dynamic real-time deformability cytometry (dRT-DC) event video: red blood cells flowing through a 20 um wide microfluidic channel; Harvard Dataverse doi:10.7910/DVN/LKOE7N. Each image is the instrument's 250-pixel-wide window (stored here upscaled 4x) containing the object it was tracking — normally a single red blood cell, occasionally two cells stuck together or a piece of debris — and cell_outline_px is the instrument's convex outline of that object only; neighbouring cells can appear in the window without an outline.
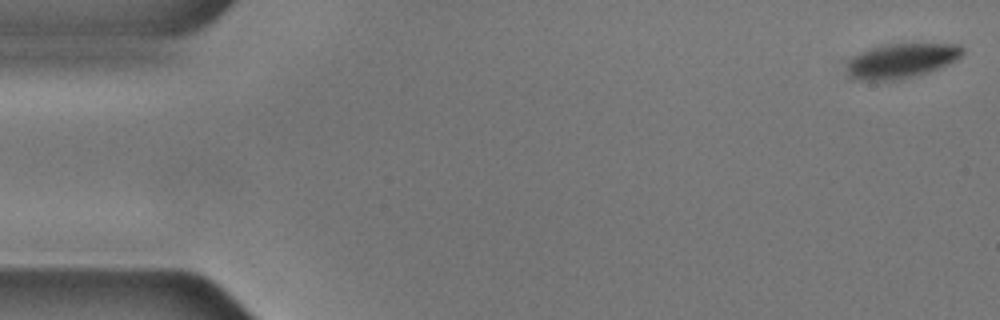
{"species": "common noctule bat (a hibernating species)", "species_latin": "Nyctalus noctula", "temperature_condition": "cold", "stored_images_in_passage": 56, "camera_frame_rate_fps": 3000, "um_per_image_px": 0.085, "animal": {"sex": "male", "body_mass_g": 17.9, "forearm_length_mm": 54.2}, "frame": {"image": 1, "passage_image": 1, "time_ms": 0.0, "image_size_px": [1000, 320], "cell_outline_px": [[964, 52], [956, 60], [948, 64], [928, 72], [900, 80], [860, 80], [852, 76], [848, 72], [848, 60], [852, 56], [860, 52], [884, 44], [960, 44], [964, 48]], "centroid_in_image_um": [76.64, 5.16], "position_along_channel_um": 8.4, "area_um2": 23.18}}
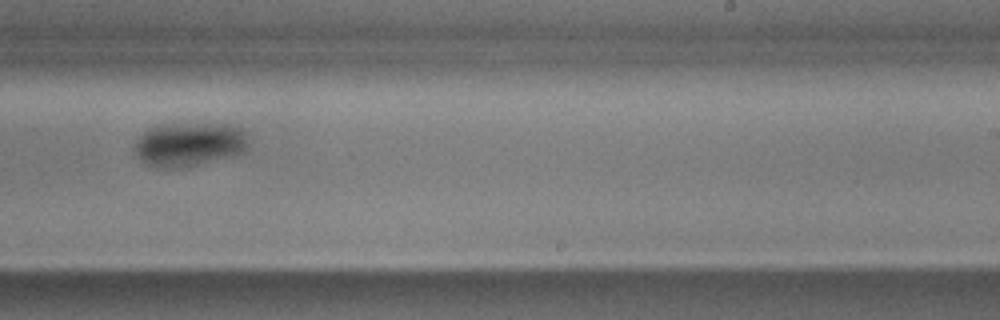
{"frame": {"image": 2, "passage_image": 34, "time_ms": 11.0, "image_size_px": [1000, 320], "cell_outline_px": [[248, 144], [240, 152], [196, 164], [180, 168], [156, 168], [144, 164], [132, 152], [132, 144], [148, 128], [160, 124], [224, 124], [240, 128], [244, 132]], "centroid_in_image_um": [15.93, 12.26], "position_along_channel_um": 273.1, "area_um2": 28.9}}
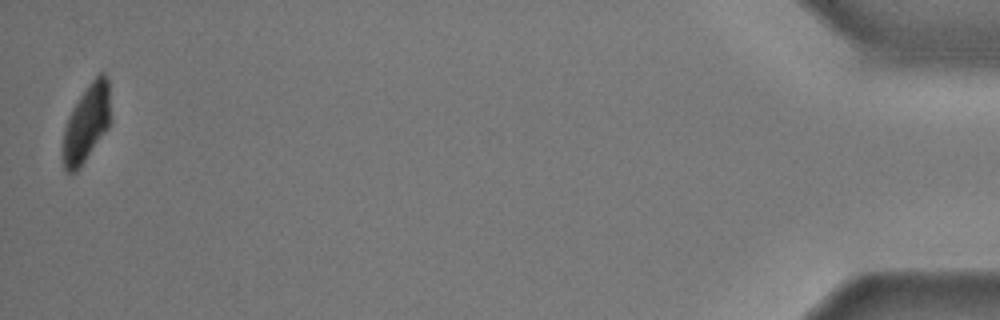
{"frame": {"image": 3, "passage_image": 55, "time_ms": 18.0, "image_size_px": [1000, 320], "cell_outline_px": [[108, 128], [80, 168], [76, 172], [68, 172], [64, 168], [60, 148], [64, 128], [68, 116], [72, 108], [88, 84], [100, 72], [104, 72], [108, 76]], "centroid_in_image_um": [7.29, 10.52], "position_along_channel_um": 427.9, "area_um2": 21.44}, "authors_computed_cell_mechanics": {"area_um2": 25.8944, "velocity_mm_per_s": 3.5418, "shape_relaxation_time_tau1_ms": 4.7739, "shape_relaxation_time_tau2_ms": null, "deformation_change_tau1": 0.1201, "deformation_change_tau2": null}}